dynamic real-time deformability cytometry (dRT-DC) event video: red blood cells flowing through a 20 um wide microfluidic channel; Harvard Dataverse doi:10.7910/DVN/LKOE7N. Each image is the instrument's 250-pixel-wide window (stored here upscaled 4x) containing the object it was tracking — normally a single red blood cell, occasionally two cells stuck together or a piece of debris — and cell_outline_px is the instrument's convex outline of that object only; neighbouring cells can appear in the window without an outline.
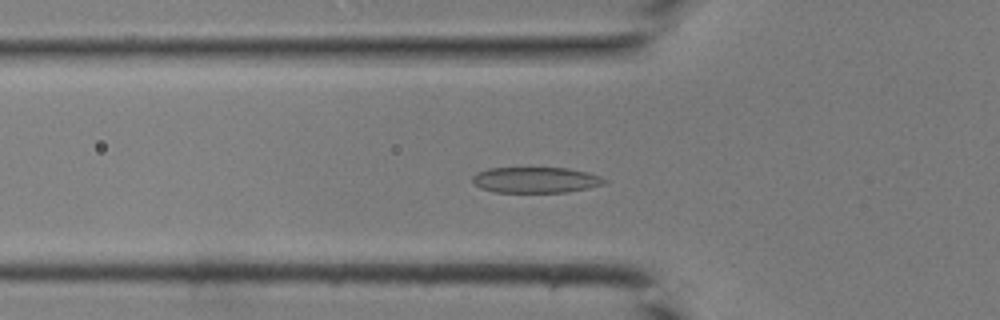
{"species": "common noctule bat (a hibernating species)", "species_latin": "Nyctalus noctula", "temperature_condition": "room temperature", "stored_images_in_passage": 40, "camera_frame_rate_fps": 3000, "um_per_image_px": 0.085, "animal": {"sex": "male", "body_mass_g": 19.0, "forearm_length_mm": 50.8}, "frame": {"image": 1, "passage_image": 13, "time_ms": 4.0, "image_size_px": [1000, 320], "cell_outline_px": [[608, 180], [604, 184], [588, 188], [568, 192], [496, 192], [480, 188], [472, 180], [472, 176], [476, 172], [488, 168], [568, 168], [588, 172], [600, 176]], "centroid_in_image_um": [45.54, 15.29], "position_along_channel_um": 80.3, "area_um2": 19.88}}
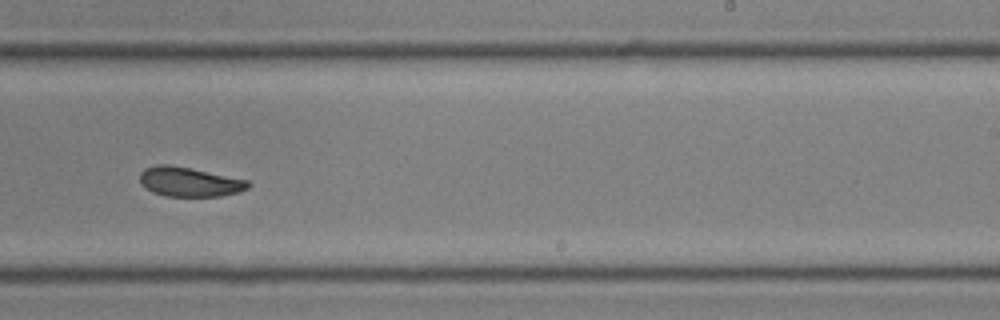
{"frame": {"image": 2, "passage_image": 25, "time_ms": 8.0, "image_size_px": [1000, 320], "cell_outline_px": [[252, 184], [248, 188], [240, 192], [220, 196], [164, 196], [152, 192], [140, 184], [140, 172], [144, 168], [156, 164], [168, 164], [192, 168], [248, 180]], "centroid_in_image_um": [16.09, 15.45], "position_along_channel_um": 272.9, "area_um2": 18.84}}
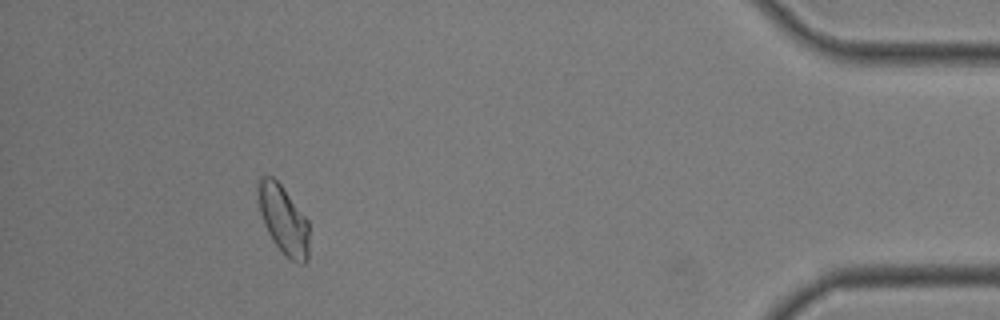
{"frame": {"image": 3, "passage_image": 37, "time_ms": 12.0, "image_size_px": [1000, 320], "cell_outline_px": [[308, 256], [304, 264], [300, 264], [292, 260], [272, 240], [264, 224], [260, 212], [256, 184], [264, 176], [272, 176], [280, 184], [308, 220]], "centroid_in_image_um": [24.08, 18.66], "position_along_channel_um": 411.1, "area_um2": 20.0}}